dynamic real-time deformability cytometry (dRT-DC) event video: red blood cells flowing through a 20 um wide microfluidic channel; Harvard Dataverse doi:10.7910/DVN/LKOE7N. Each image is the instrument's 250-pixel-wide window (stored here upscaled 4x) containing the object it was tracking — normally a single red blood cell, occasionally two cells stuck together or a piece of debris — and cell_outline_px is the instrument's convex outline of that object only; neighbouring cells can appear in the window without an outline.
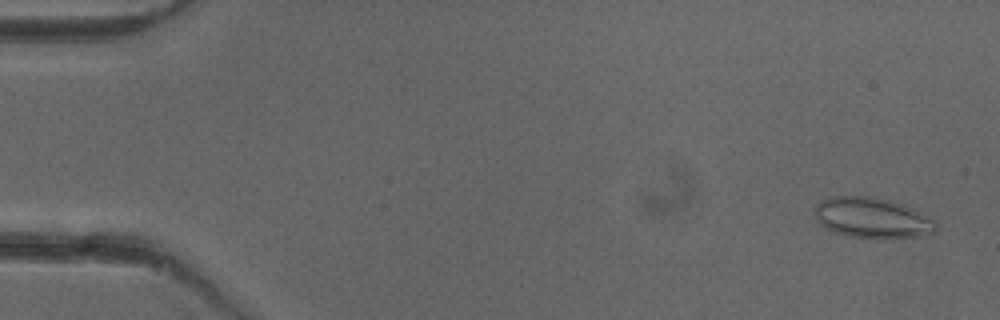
{"species": "common noctule bat (a hibernating species)", "species_latin": "Nyctalus noctula", "temperature_condition": "cold", "stored_images_in_passage": 51, "camera_frame_rate_fps": 3000, "um_per_image_px": 0.085, "animal": {"sex": "female"}, "frame": {"image": 1, "passage_image": 2, "time_ms": 0.333, "image_size_px": [1000, 320], "cell_outline_px": [[936, 232], [928, 236], [884, 240], [848, 236], [836, 232], [820, 224], [816, 220], [816, 204], [820, 200], [832, 196], [868, 196], [888, 200], [912, 208], [932, 220], [936, 224]], "centroid_in_image_um": [74.15, 18.55], "position_along_channel_um": 10.8, "area_um2": 28.84}}
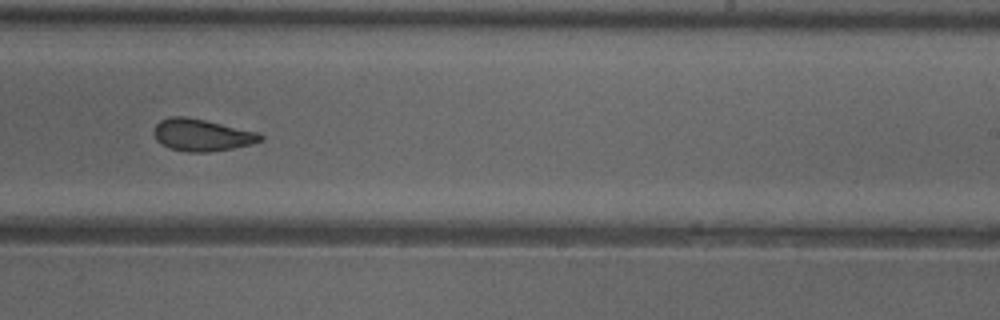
{"frame": {"image": 2, "passage_image": 32, "time_ms": 10.333, "image_size_px": [1000, 320], "cell_outline_px": [[264, 140], [252, 144], [232, 148], [208, 152], [188, 152], [168, 148], [160, 144], [156, 140], [152, 132], [156, 124], [160, 120], [168, 116], [184, 116], [204, 120], [256, 132], [264, 136]], "centroid_in_image_um": [17.1, 11.48], "position_along_channel_um": 271.9, "area_um2": 19.94}}
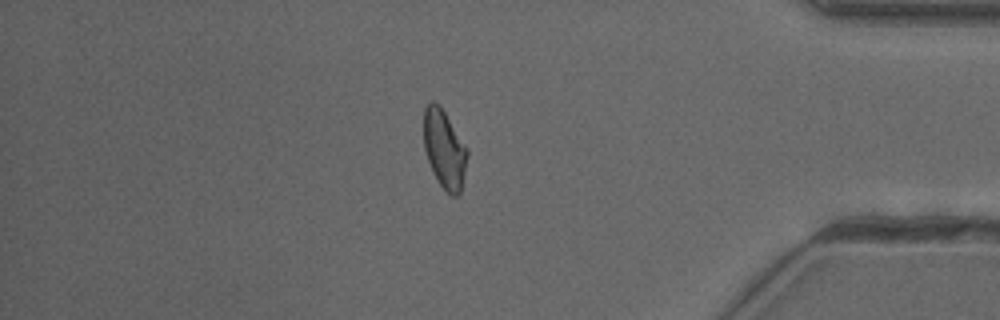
{"frame": {"image": 3, "passage_image": 44, "time_ms": 14.333, "image_size_px": [1000, 320], "cell_outline_px": [[468, 156], [460, 192], [456, 196], [452, 196], [440, 184], [432, 172], [424, 148], [424, 108], [432, 100], [440, 104], [468, 148]], "centroid_in_image_um": [37.77, 12.63], "position_along_channel_um": 397.4, "area_um2": 19.94}, "authors_computed_cell_mechanics": {"area_um2": 20.2878, "velocity_mm_per_s": 3.9692, "shape_relaxation_time_tau1_ms": 8.7285, "shape_relaxation_time_tau2_ms": 1.7804, "deformation_change_tau1": 0.166, "deformation_change_tau2": 0.073}}